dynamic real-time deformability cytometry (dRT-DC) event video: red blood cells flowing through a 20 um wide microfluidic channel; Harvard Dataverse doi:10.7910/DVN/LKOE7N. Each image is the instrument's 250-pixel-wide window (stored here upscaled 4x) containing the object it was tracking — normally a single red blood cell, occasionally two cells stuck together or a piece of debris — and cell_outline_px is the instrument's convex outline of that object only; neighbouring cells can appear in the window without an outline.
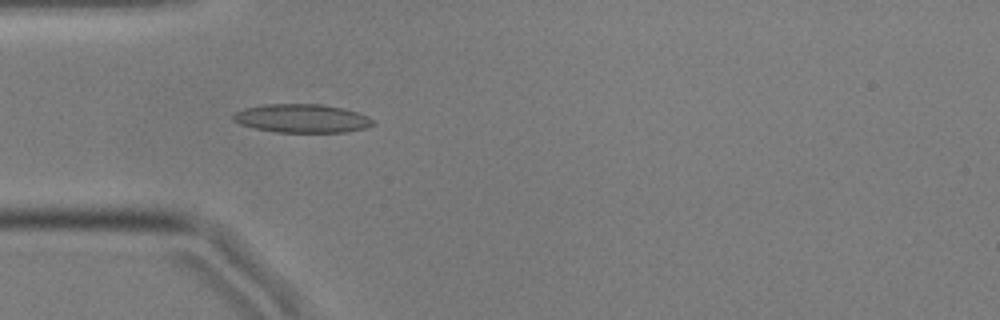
{"species": "common noctule bat (a hibernating species)", "species_latin": "Nyctalus noctula", "temperature_condition": "cold", "stored_images_in_passage": 55, "camera_frame_rate_fps": 3000, "um_per_image_px": 0.085, "animal": {"sex": "male", "body_mass_g": 17.9, "forearm_length_mm": 54.2}, "frame": {"image": 1, "passage_image": 16, "time_ms": 5.0, "image_size_px": [1000, 320], "cell_outline_px": [[376, 124], [364, 128], [348, 132], [276, 132], [256, 128], [240, 124], [232, 120], [232, 116], [236, 112], [244, 108], [264, 104], [320, 104], [340, 108], [356, 112], [368, 116], [376, 120]], "centroid_in_image_um": [25.68, 10.07], "position_along_channel_um": 59.3, "area_um2": 23.24}}
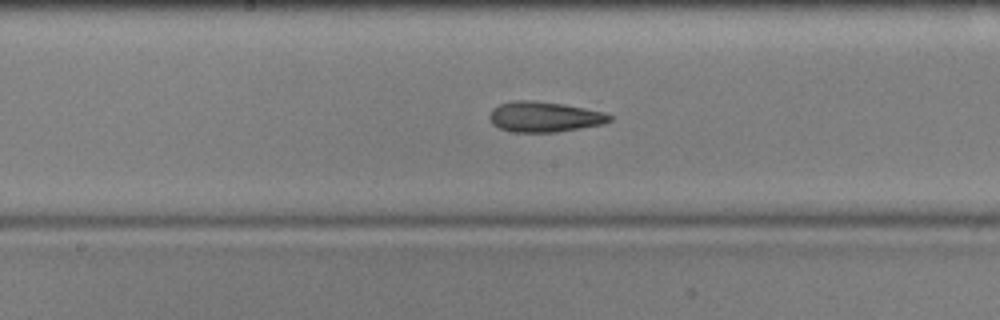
{"frame": {"image": 2, "passage_image": 28, "time_ms": 9.0, "image_size_px": [1000, 320], "cell_outline_px": [[612, 120], [604, 124], [556, 132], [512, 132], [500, 128], [492, 124], [488, 116], [492, 108], [500, 104], [516, 100], [532, 100], [564, 104], [584, 108], [600, 112], [612, 116]], "centroid_in_image_um": [46.23, 9.93], "position_along_channel_um": 202.0, "area_um2": 21.21}}
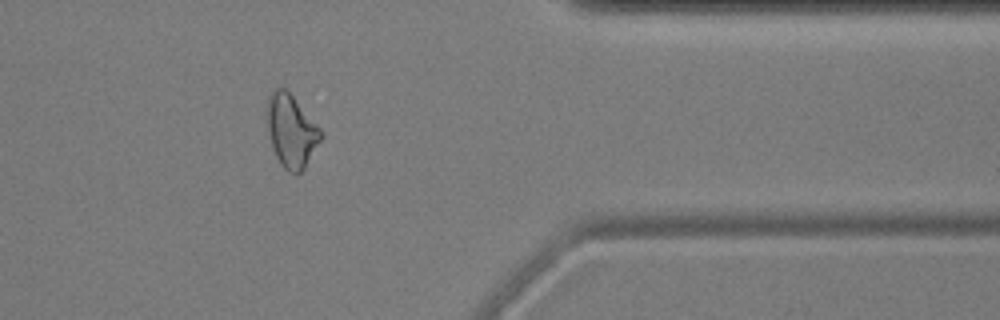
{"frame": {"image": 3, "passage_image": 45, "time_ms": 14.667, "image_size_px": [1000, 320], "cell_outline_px": [[324, 136], [304, 168], [296, 176], [288, 172], [280, 164], [276, 156], [268, 132], [268, 96], [276, 88], [284, 88], [292, 96], [324, 132]], "centroid_in_image_um": [24.79, 11.18], "position_along_channel_um": 386.6, "area_um2": 22.54}, "authors_computed_cell_mechanics": {"area_um2": 21.7906, "velocity_mm_per_s": 3.5909, "shape_relaxation_time_tau1_ms": 7.2133, "shape_relaxation_time_tau2_ms": 4.2786, "deformation_change_tau1": 0.1626, "deformation_change_tau2": 0.1298}}